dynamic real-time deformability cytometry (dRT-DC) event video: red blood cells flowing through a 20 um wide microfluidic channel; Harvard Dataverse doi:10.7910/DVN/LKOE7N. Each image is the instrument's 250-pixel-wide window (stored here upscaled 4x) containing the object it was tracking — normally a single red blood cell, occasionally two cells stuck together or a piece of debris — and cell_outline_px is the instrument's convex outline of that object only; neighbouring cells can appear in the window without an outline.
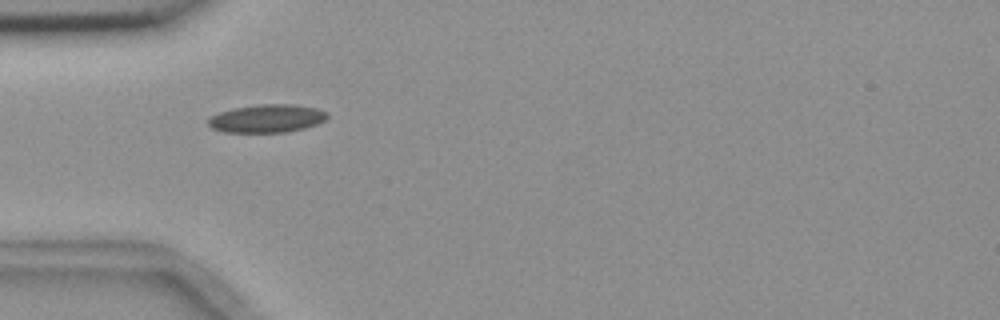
{"species": "common noctule bat (a hibernating species)", "species_latin": "Nyctalus noctula", "temperature_condition": "room temperature", "stored_images_in_passage": 4, "camera_frame_rate_fps": 3000, "um_per_image_px": 0.085, "animal": {"sex": "female", "body_mass_g": 18.4}, "frame": {"image": 1, "passage_image": 1, "time_ms": 0.0, "image_size_px": [1000, 320], "cell_outline_px": [[328, 116], [324, 120], [316, 124], [304, 128], [284, 132], [224, 132], [212, 128], [208, 124], [208, 120], [212, 116], [220, 112], [232, 108], [260, 104], [292, 104], [316, 108], [328, 112]], "centroid_in_image_um": [22.69, 10.06], "position_along_channel_um": 62.3, "area_um2": 19.36}}
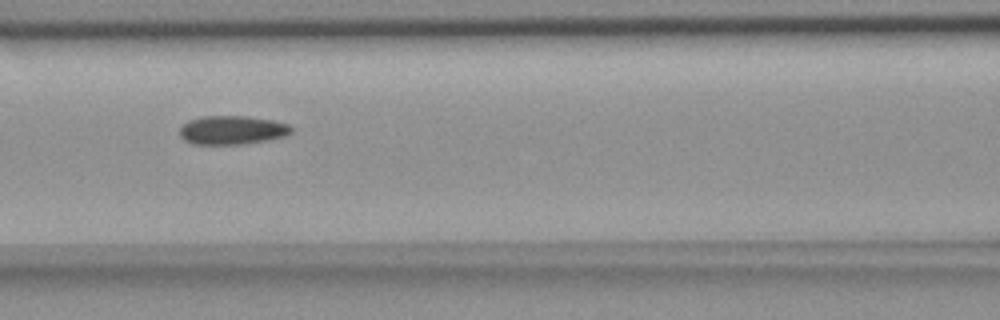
{"frame": {"image": 2, "passage_image": 3, "time_ms": 2.333, "image_size_px": [1000, 320], "cell_outline_px": [[292, 132], [284, 136], [268, 140], [244, 144], [192, 144], [184, 140], [180, 136], [180, 128], [188, 120], [200, 116], [244, 116], [272, 120], [288, 124], [292, 128]], "centroid_in_image_um": [19.71, 11.06], "position_along_channel_um": 146.9, "area_um2": 18.73}}
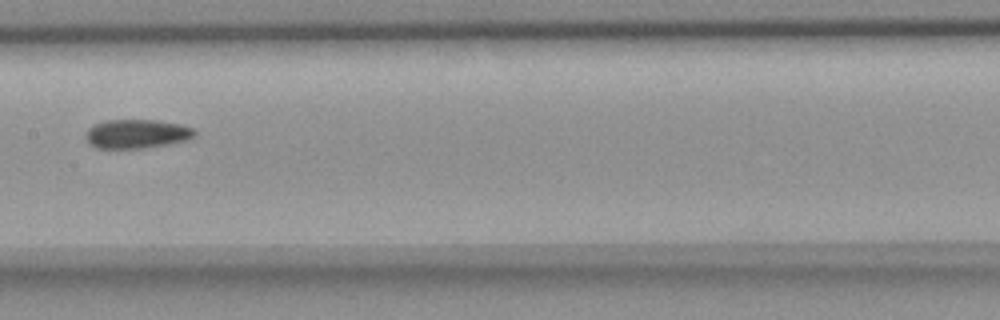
{"frame": {"image": 3, "passage_image": 4, "time_ms": 3.667, "image_size_px": [1000, 320], "cell_outline_px": [[196, 136], [188, 140], [168, 144], [144, 148], [96, 148], [88, 144], [84, 136], [88, 128], [92, 124], [104, 120], [156, 120], [180, 124], [192, 128], [196, 132]], "centroid_in_image_um": [11.59, 11.38], "position_along_channel_um": 195.8, "area_um2": 18.67}}